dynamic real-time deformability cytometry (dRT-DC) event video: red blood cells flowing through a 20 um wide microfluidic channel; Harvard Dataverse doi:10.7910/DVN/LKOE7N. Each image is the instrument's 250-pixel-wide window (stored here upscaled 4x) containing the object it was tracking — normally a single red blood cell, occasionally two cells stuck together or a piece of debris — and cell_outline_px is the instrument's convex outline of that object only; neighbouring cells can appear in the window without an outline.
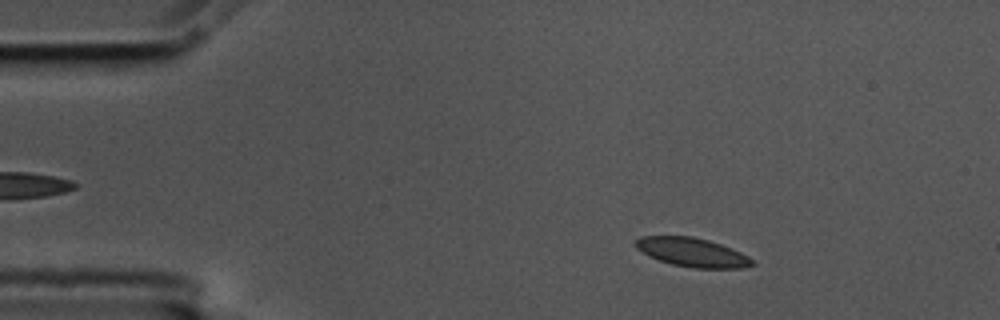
{"species": "common noctule bat (a hibernating species)", "species_latin": "Nyctalus noctula", "temperature_condition": "cold", "stored_images_in_passage": 50, "camera_frame_rate_fps": 3000, "um_per_image_px": 0.085, "animal": {"sex": "male", "body_mass_g": 17.5, "forearm_length_mm": 52.3}, "frame": {"image": 1, "passage_image": 2, "time_ms": 0.333, "image_size_px": [1000, 320], "cell_outline_px": [[756, 264], [744, 268], [692, 268], [672, 264], [648, 256], [636, 248], [636, 240], [640, 236], [692, 236], [708, 240], [732, 248], [748, 256]], "centroid_in_image_um": [58.85, 21.45], "position_along_channel_um": 26.1, "area_um2": 19.59}}
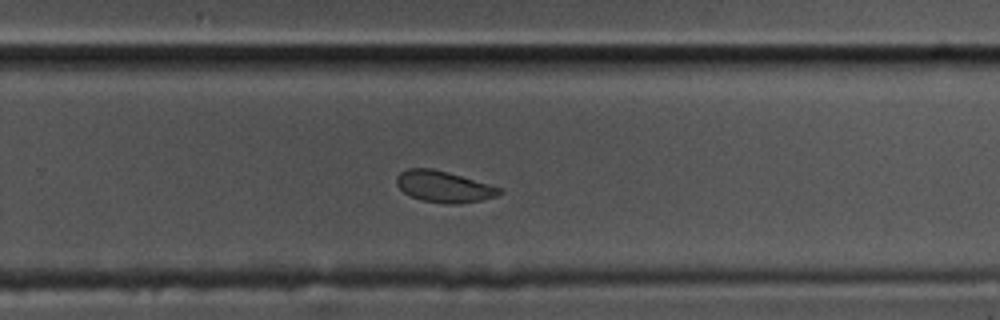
{"frame": {"image": 2, "passage_image": 30, "time_ms": 9.667, "image_size_px": [1000, 320], "cell_outline_px": [[504, 192], [496, 196], [480, 200], [460, 204], [448, 204], [420, 200], [404, 192], [396, 184], [396, 176], [400, 172], [408, 168], [432, 168], [448, 172], [504, 188]], "centroid_in_image_um": [37.75, 15.86], "position_along_channel_um": 292.1, "area_um2": 18.9}}
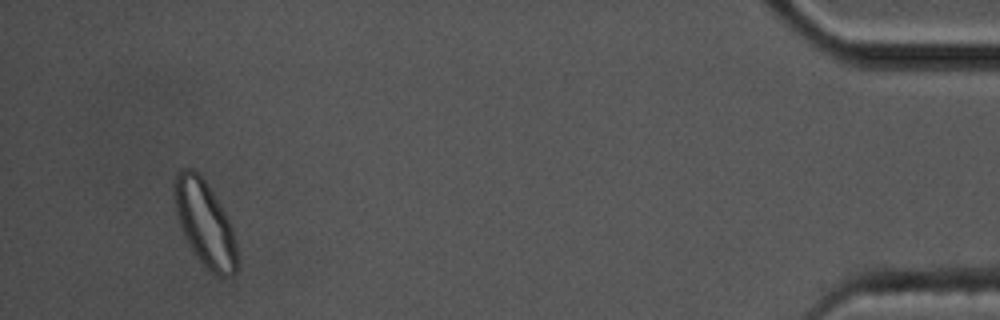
{"frame": {"image": 3, "passage_image": 47, "time_ms": 15.333, "image_size_px": [1000, 320], "cell_outline_px": [[236, 272], [232, 276], [224, 280], [212, 272], [196, 256], [184, 236], [176, 212], [172, 192], [176, 172], [180, 168], [192, 168], [204, 180], [224, 212], [232, 228], [236, 244]], "centroid_in_image_um": [17.38, 19.0], "position_along_channel_um": 417.8, "area_um2": 30.87}, "authors_computed_cell_mechanics": {"area_um2": 19.8832, "velocity_mm_per_s": 3.5138, "shape_relaxation_time_tau1_ms": 4.1166, "shape_relaxation_time_tau2_ms": 2.12, "deformation_change_tau1": 0.0886, "deformation_change_tau2": 0.0429}}